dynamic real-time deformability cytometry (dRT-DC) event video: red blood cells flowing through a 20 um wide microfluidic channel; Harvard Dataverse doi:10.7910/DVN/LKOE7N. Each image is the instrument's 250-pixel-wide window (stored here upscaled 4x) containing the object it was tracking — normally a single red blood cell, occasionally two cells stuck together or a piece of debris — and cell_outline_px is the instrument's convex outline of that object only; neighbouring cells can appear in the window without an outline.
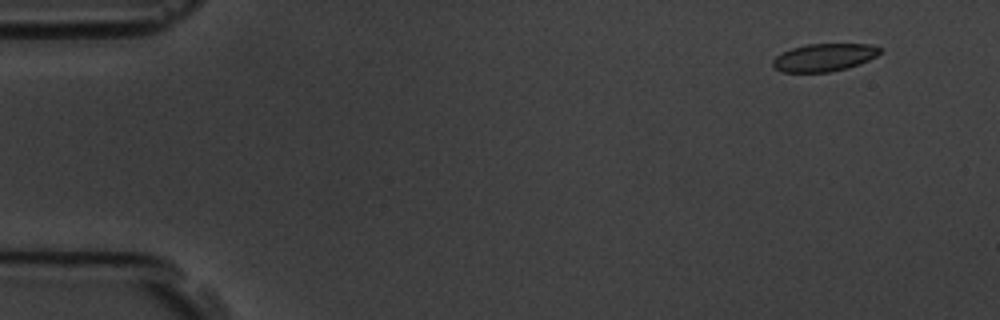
{"species": "common noctule bat (a hibernating species)", "species_latin": "Nyctalus noctula", "temperature_condition": "room temperature", "stored_images_in_passage": 11, "camera_frame_rate_fps": 3000, "um_per_image_px": 0.085, "animal": {"sex": "male", "body_mass_g": 19.5, "forearm_length_mm": 54.6}, "frame": {"image": 1, "passage_image": 2, "time_ms": 1.333, "image_size_px": [1000, 320], "cell_outline_px": [[884, 52], [860, 64], [848, 68], [828, 72], [780, 72], [772, 68], [772, 60], [776, 56], [792, 48], [808, 44], [872, 44], [880, 48]], "centroid_in_image_um": [70.06, 4.89], "position_along_channel_um": 14.9, "area_um2": 17.46}}
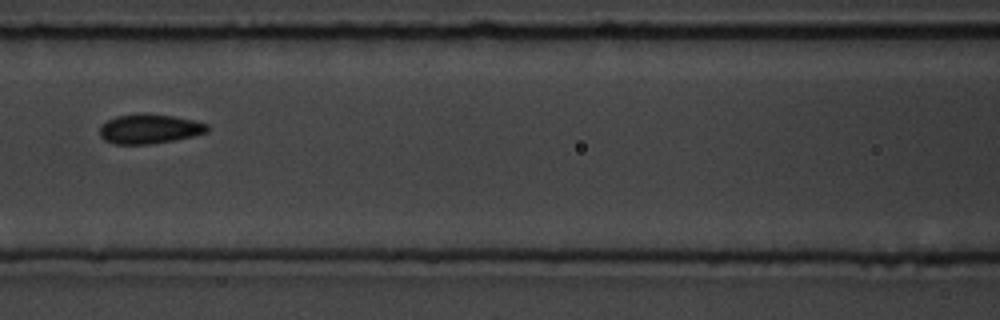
{"frame": {"image": 2, "passage_image": 7, "time_ms": 8.0, "image_size_px": [1000, 320], "cell_outline_px": [[208, 132], [176, 140], [152, 144], [112, 144], [104, 140], [100, 136], [100, 124], [116, 116], [172, 116], [192, 120], [208, 124]], "centroid_in_image_um": [12.69, 11.01], "position_along_channel_um": 153.9, "area_um2": 17.92}}
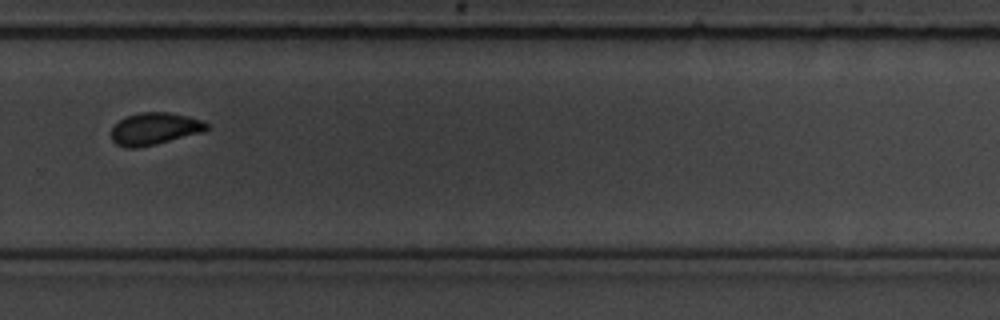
{"frame": {"image": 3, "passage_image": 11, "time_ms": 12.333, "image_size_px": [1000, 320], "cell_outline_px": [[208, 128], [204, 132], [156, 144], [136, 148], [124, 148], [116, 144], [112, 140], [112, 128], [124, 116], [140, 112], [168, 112], [188, 116], [204, 120], [208, 124]], "centroid_in_image_um": [13.15, 10.94], "position_along_channel_um": 316.6, "area_um2": 18.03}}